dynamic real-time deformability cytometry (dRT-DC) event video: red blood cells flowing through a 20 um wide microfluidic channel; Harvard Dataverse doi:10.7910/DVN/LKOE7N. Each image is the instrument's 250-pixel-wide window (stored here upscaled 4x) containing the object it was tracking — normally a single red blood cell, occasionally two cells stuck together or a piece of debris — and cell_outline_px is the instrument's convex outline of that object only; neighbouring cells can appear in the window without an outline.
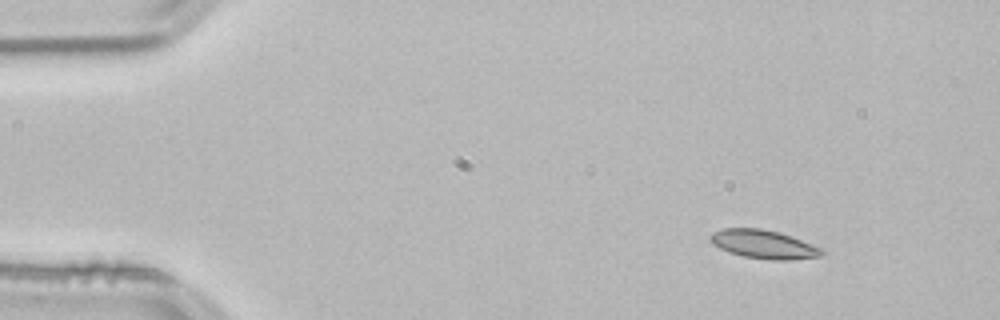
{"species": "common noctule bat (a hibernating species)", "species_latin": "Nyctalus noctula", "temperature_condition": "room temperature", "stored_images_in_passage": 48, "camera_frame_rate_fps": 3000, "um_per_image_px": 0.085, "animal": {"sex": "male", "body_mass_g": 21.5, "forearm_length_mm": 52.0}, "frame": {"image": 1, "passage_image": 1, "time_ms": 0.0, "image_size_px": [1000, 320], "cell_outline_px": [[824, 252], [820, 256], [788, 260], [768, 260], [744, 256], [728, 252], [712, 244], [708, 240], [708, 236], [712, 232], [724, 228], [760, 228], [780, 232], [820, 248]], "centroid_in_image_um": [64.83, 20.76], "position_along_channel_um": 20.2, "area_um2": 18.5}}
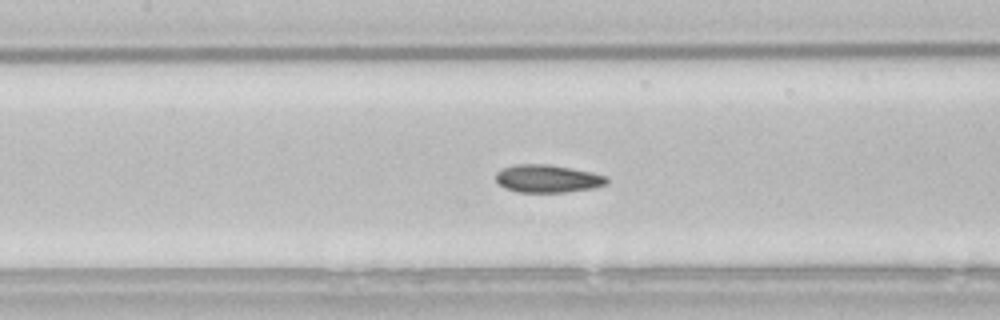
{"frame": {"image": 2, "passage_image": 19, "time_ms": 6.0, "image_size_px": [1000, 320], "cell_outline_px": [[608, 184], [592, 188], [564, 192], [520, 192], [504, 188], [496, 180], [496, 172], [504, 168], [516, 164], [548, 164], [572, 168], [592, 172], [608, 176]], "centroid_in_image_um": [46.57, 15.18], "position_along_channel_um": 160.8, "area_um2": 17.98}}
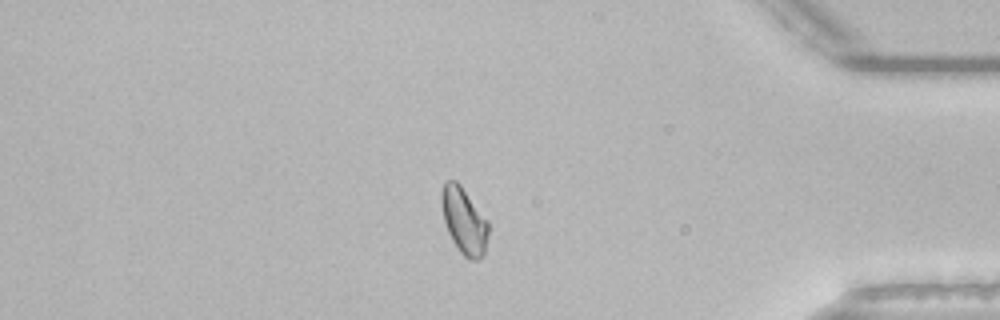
{"frame": {"image": 3, "passage_image": 40, "time_ms": 13.0, "image_size_px": [1000, 320], "cell_outline_px": [[488, 232], [484, 252], [476, 260], [468, 260], [460, 252], [452, 240], [448, 232], [444, 220], [440, 204], [440, 192], [444, 180], [456, 180], [460, 184], [488, 220]], "centroid_in_image_um": [39.41, 18.72], "position_along_channel_um": 395.8, "area_um2": 18.21}, "authors_computed_cell_mechanics": {"area_um2": 17.918, "velocity_mm_per_s": 3.8191, "shape_relaxation_time_tau1_ms": 7.2937, "shape_relaxation_time_tau2_ms": 2.7952, "deformation_change_tau1": 0.1296, "deformation_change_tau2": 0.0497}}